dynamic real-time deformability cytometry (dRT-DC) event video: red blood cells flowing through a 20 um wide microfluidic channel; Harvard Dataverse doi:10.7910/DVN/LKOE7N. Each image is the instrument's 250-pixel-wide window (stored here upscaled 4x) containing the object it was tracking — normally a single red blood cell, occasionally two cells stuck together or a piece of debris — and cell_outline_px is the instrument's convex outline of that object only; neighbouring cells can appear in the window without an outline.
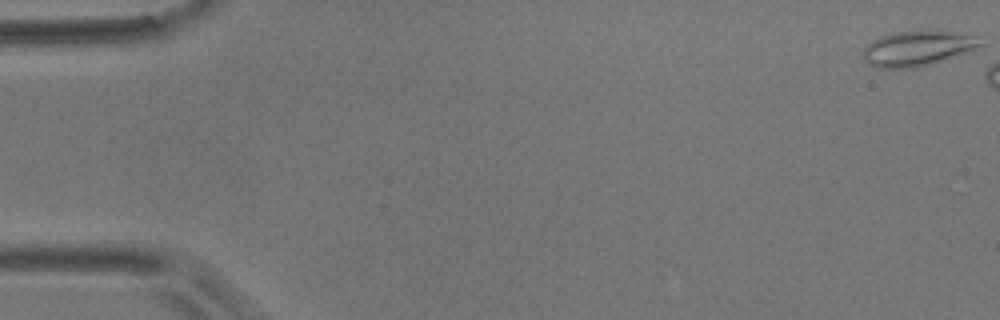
{"species": "common noctule bat (a hibernating species)", "species_latin": "Nyctalus noctula", "temperature_condition": "room temperature", "stored_images_in_passage": 3, "camera_frame_rate_fps": 3000, "um_per_image_px": 0.085, "animal": {"sex": "male", "body_mass_g": 17.9}, "frame": {"image": 1, "passage_image": 1, "time_ms": 0.0, "image_size_px": [1000, 320], "cell_outline_px": [[984, 44], [980, 48], [956, 56], [916, 68], [876, 68], [868, 64], [864, 60], [864, 48], [872, 40], [880, 36], [892, 32], [920, 28], [928, 28], [976, 36]], "centroid_in_image_um": [78.0, 4.07], "position_along_channel_um": 7.0, "area_um2": 24.74}}